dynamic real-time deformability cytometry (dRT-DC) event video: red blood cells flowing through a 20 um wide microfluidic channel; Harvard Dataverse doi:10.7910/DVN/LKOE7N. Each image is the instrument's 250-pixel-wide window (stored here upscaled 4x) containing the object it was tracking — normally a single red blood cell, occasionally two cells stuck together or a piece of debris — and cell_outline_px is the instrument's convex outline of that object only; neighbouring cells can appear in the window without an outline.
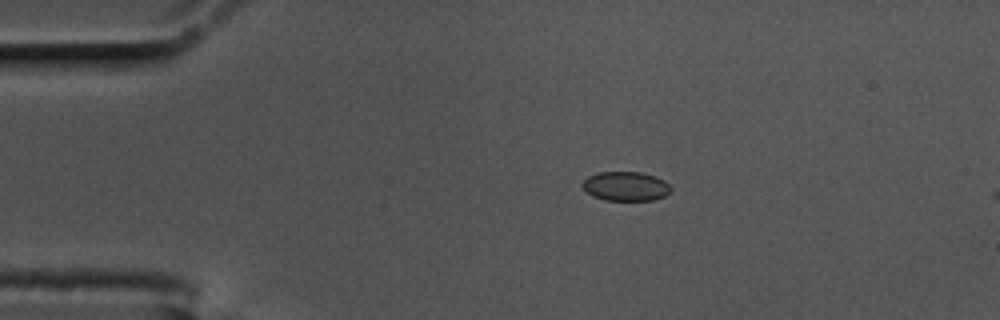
{"species": "common noctule bat (a hibernating species)", "species_latin": "Nyctalus noctula", "temperature_condition": "cold", "stored_images_in_passage": 3, "camera_frame_rate_fps": 3000, "um_per_image_px": 0.085, "animal": {"sex": "male", "body_mass_g": 17.5, "forearm_length_mm": 52.3}, "frame": {"image": 1, "passage_image": 1, "time_ms": 0.0, "image_size_px": [1000, 320], "cell_outline_px": [[672, 188], [664, 196], [652, 200], [604, 200], [592, 196], [580, 184], [588, 176], [596, 172], [640, 172], [656, 176], [664, 180]], "centroid_in_image_um": [53.17, 15.82], "position_along_channel_um": 31.8, "area_um2": 15.09}}